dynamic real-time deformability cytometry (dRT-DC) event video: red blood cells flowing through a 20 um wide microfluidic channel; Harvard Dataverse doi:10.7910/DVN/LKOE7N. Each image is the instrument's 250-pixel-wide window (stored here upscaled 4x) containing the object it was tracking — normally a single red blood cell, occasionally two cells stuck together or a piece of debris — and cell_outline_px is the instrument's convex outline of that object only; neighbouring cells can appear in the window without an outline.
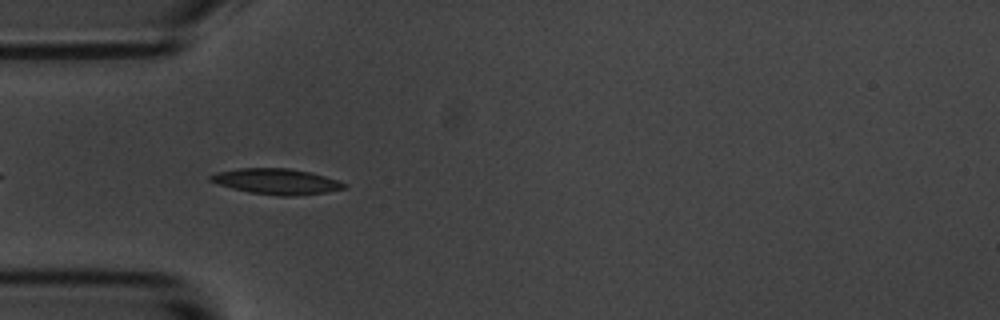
{"species": "common noctule bat (a hibernating species)", "species_latin": "Nyctalus noctula", "temperature_condition": "room temperature", "stored_images_in_passage": 21, "camera_frame_rate_fps": 3000, "um_per_image_px": 0.085, "animal": {"sex": "male", "body_mass_g": 20.1, "forearm_length_mm": 53.5}, "frame": {"image": 1, "passage_image": 4, "time_ms": 1.0, "image_size_px": [1000, 320], "cell_outline_px": [[348, 188], [328, 192], [288, 196], [276, 196], [248, 192], [216, 184], [208, 180], [208, 176], [216, 172], [240, 168], [288, 168], [312, 172], [348, 184]], "centroid_in_image_um": [23.49, 15.42], "position_along_channel_um": 61.5, "area_um2": 20.17}}
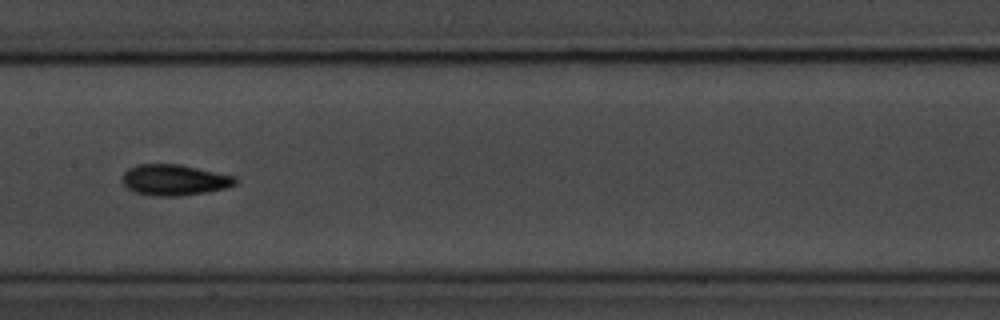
{"frame": {"image": 2, "passage_image": 15, "time_ms": 4.667, "image_size_px": [1000, 320], "cell_outline_px": [[236, 184], [224, 188], [208, 192], [180, 196], [152, 196], [132, 192], [124, 184], [124, 172], [128, 168], [136, 164], [180, 164], [236, 176]], "centroid_in_image_um": [14.82, 15.3], "position_along_channel_um": 192.6, "area_um2": 20.46}}
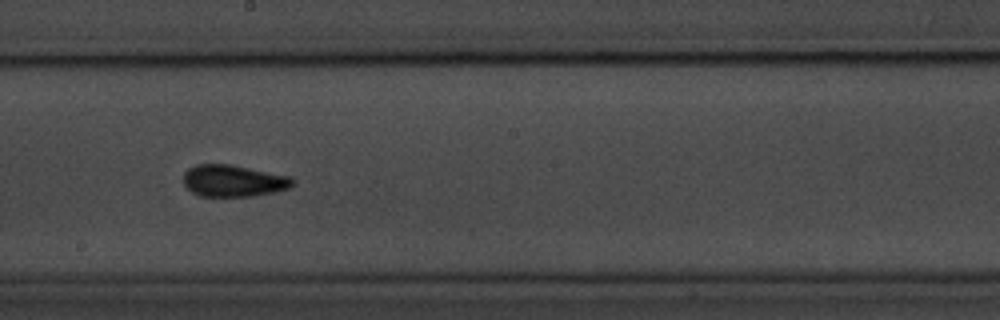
{"frame": {"image": 3, "passage_image": 18, "time_ms": 5.667, "image_size_px": [1000, 320], "cell_outline_px": [[296, 180], [288, 188], [272, 192], [252, 196], [200, 196], [192, 192], [184, 184], [184, 172], [188, 168], [196, 164], [232, 164], [288, 176]], "centroid_in_image_um": [19.81, 15.36], "position_along_channel_um": 228.4, "area_um2": 20.11}}